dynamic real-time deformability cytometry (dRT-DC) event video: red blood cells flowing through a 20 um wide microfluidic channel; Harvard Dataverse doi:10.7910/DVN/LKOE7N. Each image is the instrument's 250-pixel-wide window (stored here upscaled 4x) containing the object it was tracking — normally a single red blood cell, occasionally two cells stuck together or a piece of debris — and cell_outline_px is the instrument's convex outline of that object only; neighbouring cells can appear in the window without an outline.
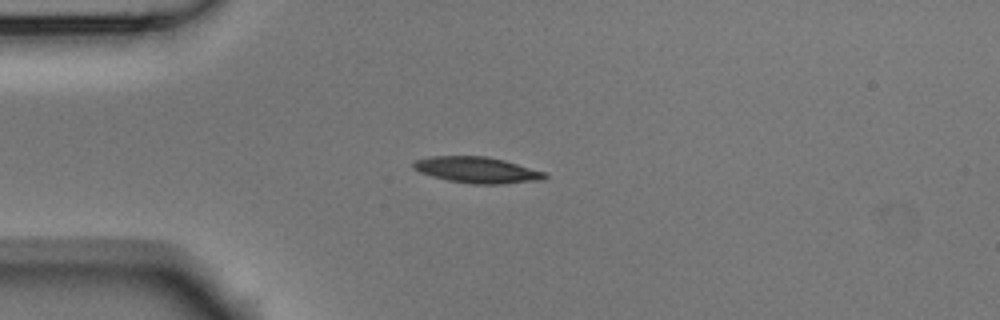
{"species": "Egyptian fruit bat (a non-hibernating species)", "species_latin": "Rousettus aegyptiacus", "temperature_condition": "room temperature", "stored_images_in_passage": 7, "camera_frame_rate_fps": 3000, "um_per_image_px": 0.085, "animal": {"sex": "male"}, "frame": {"image": 1, "passage_image": 2, "time_ms": 0.333, "image_size_px": [1000, 320], "cell_outline_px": [[548, 176], [544, 180], [500, 184], [472, 184], [448, 180], [432, 176], [420, 172], [412, 168], [412, 164], [416, 160], [428, 156], [484, 156], [504, 160], [544, 172]], "centroid_in_image_um": [40.53, 14.45], "position_along_channel_um": 44.5, "area_um2": 19.94}}
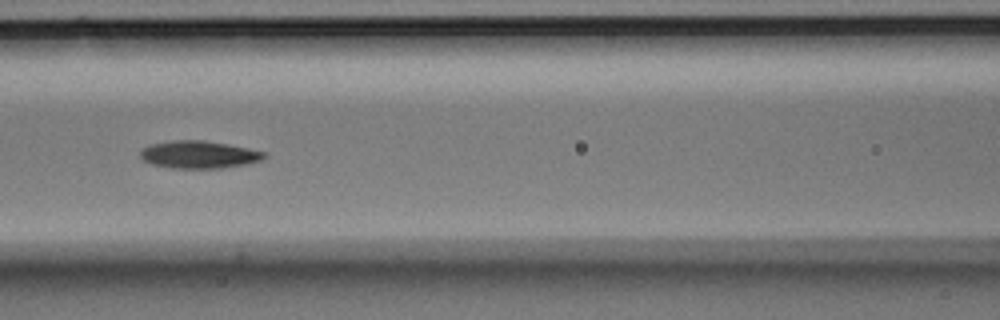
{"frame": {"image": 2, "passage_image": 5, "time_ms": 1.333, "image_size_px": [1000, 320], "cell_outline_px": [[268, 156], [260, 160], [248, 164], [220, 168], [172, 168], [152, 164], [144, 160], [140, 156], [140, 148], [148, 144], [172, 140], [204, 140], [228, 144], [248, 148], [264, 152]], "centroid_in_image_um": [16.88, 13.13], "position_along_channel_um": 149.7, "area_um2": 20.0}}
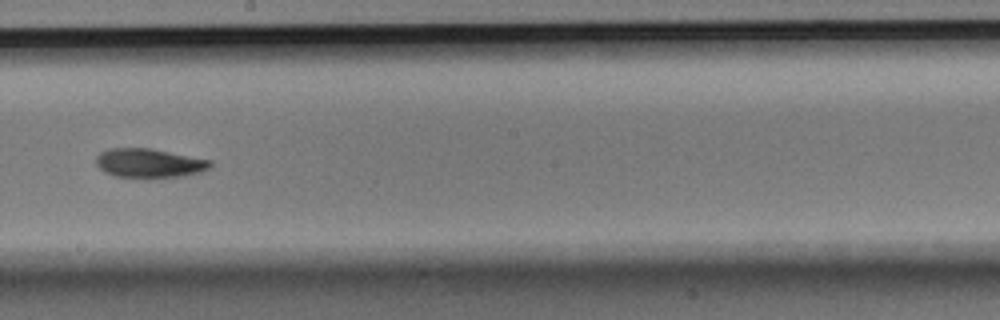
{"frame": {"image": 3, "passage_image": 7, "time_ms": 2.0, "image_size_px": [1000, 320], "cell_outline_px": [[212, 164], [208, 168], [200, 172], [184, 176], [116, 176], [104, 172], [96, 164], [96, 156], [100, 152], [108, 148], [152, 148], [212, 160]], "centroid_in_image_um": [12.68, 13.83], "position_along_channel_um": 235.5, "area_um2": 19.07}}